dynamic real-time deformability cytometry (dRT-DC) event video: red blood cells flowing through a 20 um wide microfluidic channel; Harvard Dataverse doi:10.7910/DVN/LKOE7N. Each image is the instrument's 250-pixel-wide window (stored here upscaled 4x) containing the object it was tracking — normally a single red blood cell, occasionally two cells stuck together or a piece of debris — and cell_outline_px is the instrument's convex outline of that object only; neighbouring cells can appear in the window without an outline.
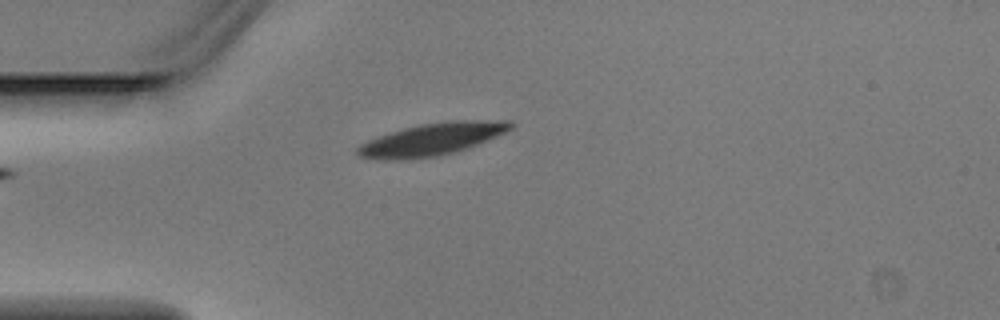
{"species": "Egyptian fruit bat (a non-hibernating species)", "species_latin": "Rousettus aegyptiacus", "temperature_condition": "warm", "stored_images_in_passage": 2, "camera_frame_rate_fps": 3000, "um_per_image_px": 0.085, "animal": {"sex": "male"}, "frame": {"image": 1, "passage_image": 2, "time_ms": 0.333, "image_size_px": [1000, 320], "cell_outline_px": [[516, 128], [508, 132], [468, 148], [440, 156], [400, 160], [380, 160], [360, 156], [356, 152], [356, 148], [360, 144], [368, 140], [404, 128], [420, 124], [448, 120], [512, 120], [516, 124]], "centroid_in_image_um": [36.81, 11.83], "position_along_channel_um": 48.2, "area_um2": 29.25}}